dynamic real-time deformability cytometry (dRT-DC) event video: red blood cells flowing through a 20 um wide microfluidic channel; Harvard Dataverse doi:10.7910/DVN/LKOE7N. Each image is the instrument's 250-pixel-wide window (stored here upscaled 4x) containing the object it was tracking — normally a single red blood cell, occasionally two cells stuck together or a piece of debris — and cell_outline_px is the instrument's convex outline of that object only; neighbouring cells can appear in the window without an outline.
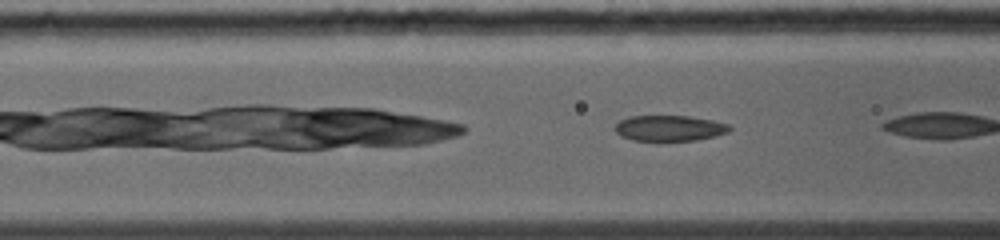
{"species": "common noctule bat (a hibernating species)", "species_latin": "Nyctalus noctula", "temperature_condition": "warm", "stored_images_in_passage": 24, "camera_frame_rate_fps": 5000, "um_per_image_px": 0.085, "animal": {"sex": "female", "body_mass_g": 19.0, "forearm_length_mm": 56.7}, "frame": {"image": 1, "passage_image": 8, "time_ms": 1.4, "image_size_px": [1000, 240], "cell_outline_px": [[732, 128], [728, 132], [696, 140], [656, 144], [632, 140], [620, 136], [616, 132], [616, 124], [620, 120], [632, 116], [688, 116], [728, 124]], "centroid_in_image_um": [56.84, 10.95], "position_along_channel_um": 109.8, "area_um2": 17.69}}
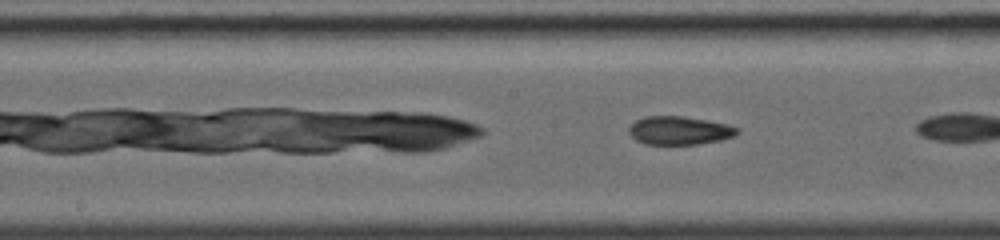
{"frame": {"image": 2, "passage_image": 17, "time_ms": 3.2, "image_size_px": [1000, 240], "cell_outline_px": [[736, 132], [732, 136], [720, 140], [696, 144], [644, 144], [636, 140], [628, 132], [628, 128], [636, 120], [648, 116], [680, 116], [704, 120], [724, 124], [736, 128]], "centroid_in_image_um": [57.65, 11.1], "position_along_channel_um": 190.5, "area_um2": 17.4}}